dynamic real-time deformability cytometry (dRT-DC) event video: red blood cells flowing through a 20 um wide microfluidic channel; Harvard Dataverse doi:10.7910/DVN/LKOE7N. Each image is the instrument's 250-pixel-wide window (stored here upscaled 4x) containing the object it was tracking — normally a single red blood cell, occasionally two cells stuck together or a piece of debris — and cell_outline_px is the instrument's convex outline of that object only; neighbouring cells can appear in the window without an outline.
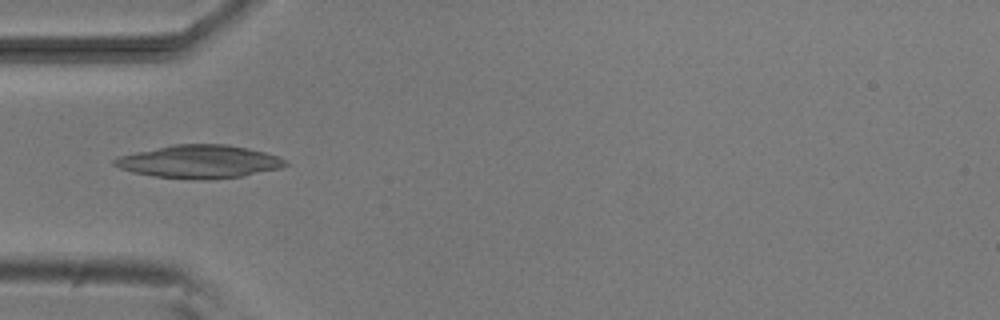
{"species": "common noctule bat (a hibernating species)", "species_latin": "Nyctalus noctula", "temperature_condition": "room temperature", "stored_images_in_passage": 3, "camera_frame_rate_fps": 3000, "um_per_image_px": 0.085, "animal": {"sex": "male", "body_mass_g": 20.5, "forearm_length_mm": 52.5}, "frame": {"image": 1, "passage_image": 3, "time_ms": 2.333, "image_size_px": [1000, 320], "cell_outline_px": [[288, 164], [280, 168], [244, 176], [208, 180], [192, 180], [152, 176], [132, 172], [120, 168], [112, 164], [112, 160], [120, 156], [136, 152], [172, 144], [224, 144], [248, 148], [280, 156], [288, 160]], "centroid_in_image_um": [16.96, 13.75], "position_along_channel_um": 68.0, "area_um2": 33.23}}